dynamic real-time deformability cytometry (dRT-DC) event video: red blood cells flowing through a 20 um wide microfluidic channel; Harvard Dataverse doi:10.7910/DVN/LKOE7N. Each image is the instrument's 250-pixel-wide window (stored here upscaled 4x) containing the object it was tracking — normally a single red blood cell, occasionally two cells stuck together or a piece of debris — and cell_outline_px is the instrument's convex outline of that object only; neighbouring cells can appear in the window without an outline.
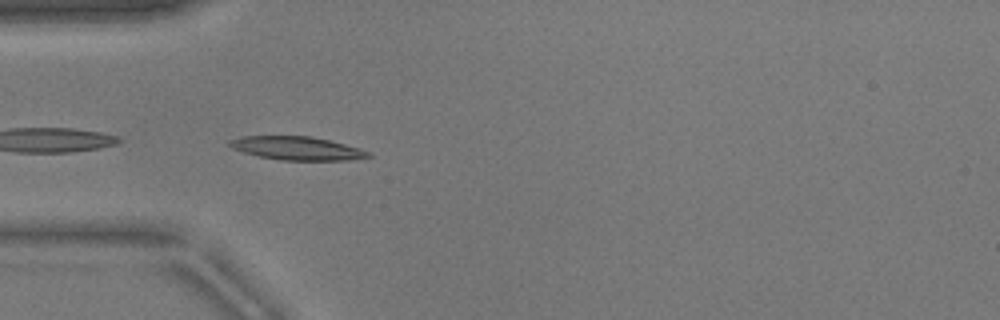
{"species": "common noctule bat (a hibernating species)", "species_latin": "Nyctalus noctula", "temperature_condition": "warm", "stored_images_in_passage": 38, "camera_frame_rate_fps": 3000, "um_per_image_px": 0.085, "animal": {"sex": "male", "body_mass_g": 17.9}, "frame": {"image": 1, "passage_image": 1, "time_ms": 0.0, "image_size_px": [1000, 320], "cell_outline_px": [[372, 156], [348, 160], [280, 160], [260, 156], [244, 152], [232, 148], [228, 144], [228, 140], [240, 136], [308, 136], [328, 140], [344, 144], [372, 152]], "centroid_in_image_um": [25.23, 12.6], "position_along_channel_um": 59.8, "area_um2": 18.79}}
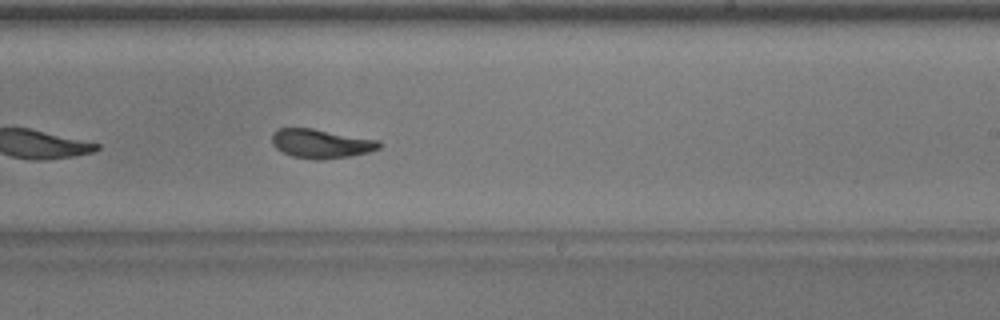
{"frame": {"image": 2, "passage_image": 17, "time_ms": 5.333, "image_size_px": [1000, 320], "cell_outline_px": [[384, 144], [380, 148], [368, 152], [348, 156], [324, 160], [316, 160], [292, 156], [276, 148], [272, 144], [272, 132], [276, 128], [312, 128], [380, 140]], "centroid_in_image_um": [27.3, 12.2], "position_along_channel_um": 261.7, "area_um2": 18.32}, "authors_computed_cell_mechanics": {"area_um2": 18.3804, "velocity_mm_per_s": 3.8273, "shape_relaxation_time_tau1_ms": 4.3662, "shape_relaxation_time_tau2_ms": 1.8038, "deformation_change_tau1": 0.1648, "deformation_change_tau2": 0.0657}}